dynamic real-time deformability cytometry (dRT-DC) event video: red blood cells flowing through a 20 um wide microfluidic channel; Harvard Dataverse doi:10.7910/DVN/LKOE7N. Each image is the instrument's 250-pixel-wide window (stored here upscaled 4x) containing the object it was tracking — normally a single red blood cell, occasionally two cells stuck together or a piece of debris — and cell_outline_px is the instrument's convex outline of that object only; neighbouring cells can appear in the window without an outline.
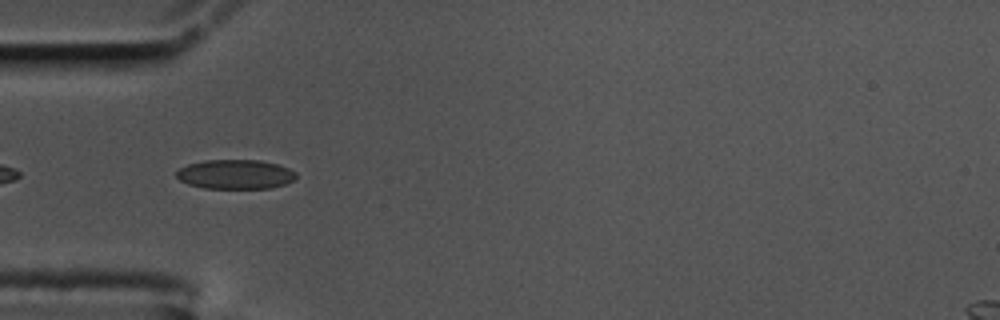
{"species": "common noctule bat (a hibernating species)", "species_latin": "Nyctalus noctula", "temperature_condition": "cold", "stored_images_in_passage": 43, "camera_frame_rate_fps": 3000, "um_per_image_px": 0.085, "animal": {"sex": "male", "body_mass_g": 17.5, "forearm_length_mm": 52.3}, "frame": {"image": 1, "passage_image": 3, "time_ms": 0.667, "image_size_px": [1000, 320], "cell_outline_px": [[296, 176], [292, 180], [284, 184], [272, 188], [204, 188], [188, 184], [180, 180], [176, 176], [176, 172], [180, 168], [188, 164], [204, 160], [260, 160], [276, 164], [288, 168], [296, 172]], "centroid_in_image_um": [19.99, 14.81], "position_along_channel_um": 65.0, "area_um2": 20.4}}
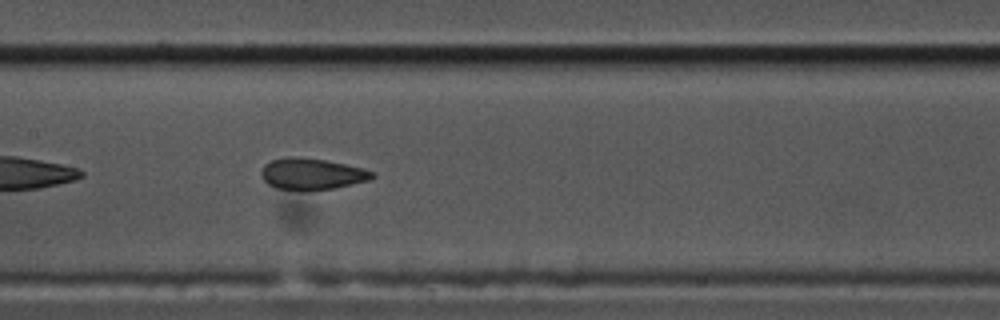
{"frame": {"image": 2, "passage_image": 13, "time_ms": 4.0, "image_size_px": [1000, 320], "cell_outline_px": [[376, 176], [368, 180], [332, 188], [276, 188], [268, 184], [264, 180], [260, 172], [264, 164], [272, 160], [296, 156], [324, 160], [344, 164], [360, 168], [372, 172]], "centroid_in_image_um": [26.47, 14.75], "position_along_channel_um": 180.9, "area_um2": 19.36}}
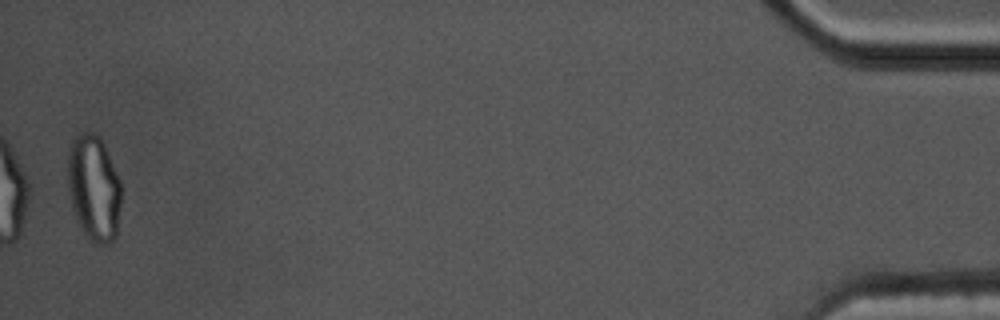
{"frame": {"image": 3, "passage_image": 42, "time_ms": 13.667, "image_size_px": [1000, 320], "cell_outline_px": [[120, 204], [116, 236], [108, 244], [96, 244], [84, 236], [72, 208], [68, 188], [68, 148], [72, 140], [80, 132], [92, 132], [100, 136], [104, 144], [120, 180]], "centroid_in_image_um": [7.96, 15.97], "position_along_channel_um": 427.2, "area_um2": 33.18}, "authors_computed_cell_mechanics": {"area_um2": 20.6346, "velocity_mm_per_s": 3.493, "shape_relaxation_time_tau1_ms": null, "shape_relaxation_time_tau2_ms": 2.5889, "deformation_change_tau1": null, "deformation_change_tau2": 0.0782}}